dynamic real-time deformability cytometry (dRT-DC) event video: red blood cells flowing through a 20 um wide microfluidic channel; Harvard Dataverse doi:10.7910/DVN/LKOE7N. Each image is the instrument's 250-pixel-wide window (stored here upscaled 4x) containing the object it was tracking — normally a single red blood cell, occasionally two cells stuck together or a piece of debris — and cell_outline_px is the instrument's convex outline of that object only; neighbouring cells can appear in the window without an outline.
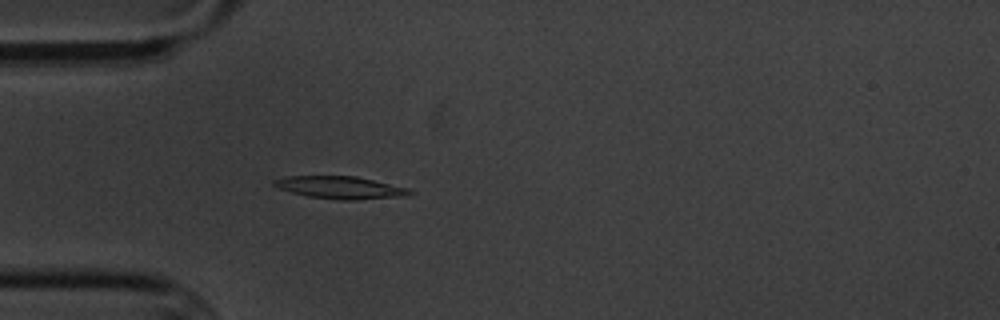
{"species": "common noctule bat (a hibernating species)", "species_latin": "Nyctalus noctula", "temperature_condition": "cold", "stored_images_in_passage": 4, "camera_frame_rate_fps": 3000, "um_per_image_px": 0.085, "animal": {"sex": "male", "body_mass_g": 20.1, "forearm_length_mm": 53.5}, "frame": {"image": 1, "passage_image": 4, "time_ms": 4.333, "image_size_px": [1000, 320], "cell_outline_px": [[416, 192], [404, 196], [356, 200], [340, 200], [308, 196], [292, 192], [280, 188], [272, 184], [272, 180], [288, 176], [356, 176], [408, 188]], "centroid_in_image_um": [28.94, 15.94], "position_along_channel_um": 56.1, "area_um2": 17.63}}